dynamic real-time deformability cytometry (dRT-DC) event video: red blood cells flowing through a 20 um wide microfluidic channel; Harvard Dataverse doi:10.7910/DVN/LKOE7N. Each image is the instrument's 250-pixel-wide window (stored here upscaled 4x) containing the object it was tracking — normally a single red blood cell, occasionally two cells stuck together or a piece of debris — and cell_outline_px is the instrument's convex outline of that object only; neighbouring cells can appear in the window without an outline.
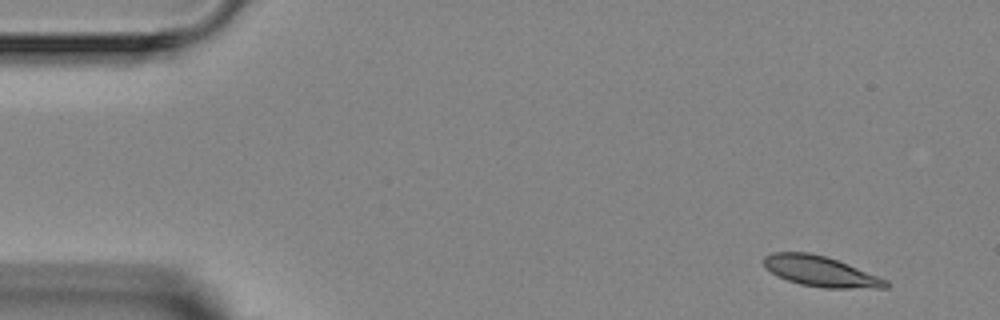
{"species": "Egyptian fruit bat (a non-hibernating species)", "species_latin": "Rousettus aegyptiacus", "temperature_condition": "room temperature", "stored_images_in_passage": 4, "camera_frame_rate_fps": 3000, "um_per_image_px": 0.085, "animal": {"sex": "female"}, "frame": {"image": 1, "passage_image": 1, "time_ms": 0.0, "image_size_px": [1000, 320], "cell_outline_px": [[888, 288], [824, 288], [800, 284], [776, 276], [764, 264], [764, 256], [772, 252], [808, 252], [824, 256], [848, 264], [888, 280]], "centroid_in_image_um": [69.75, 23.07], "position_along_channel_um": 15.3, "area_um2": 21.44}}
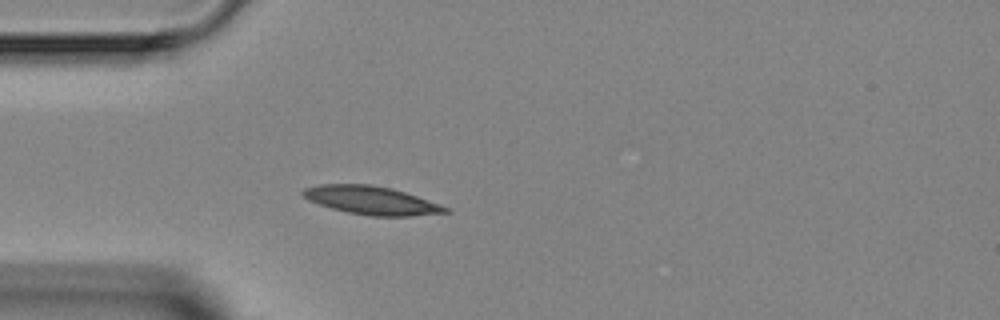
{"frame": {"image": 2, "passage_image": 4, "time_ms": 3.333, "image_size_px": [1000, 320], "cell_outline_px": [[452, 212], [412, 216], [368, 216], [348, 212], [332, 208], [308, 200], [300, 192], [304, 188], [320, 184], [372, 184], [392, 188], [440, 204], [448, 208]], "centroid_in_image_um": [31.57, 17.03], "position_along_channel_um": 53.4, "area_um2": 23.47}}